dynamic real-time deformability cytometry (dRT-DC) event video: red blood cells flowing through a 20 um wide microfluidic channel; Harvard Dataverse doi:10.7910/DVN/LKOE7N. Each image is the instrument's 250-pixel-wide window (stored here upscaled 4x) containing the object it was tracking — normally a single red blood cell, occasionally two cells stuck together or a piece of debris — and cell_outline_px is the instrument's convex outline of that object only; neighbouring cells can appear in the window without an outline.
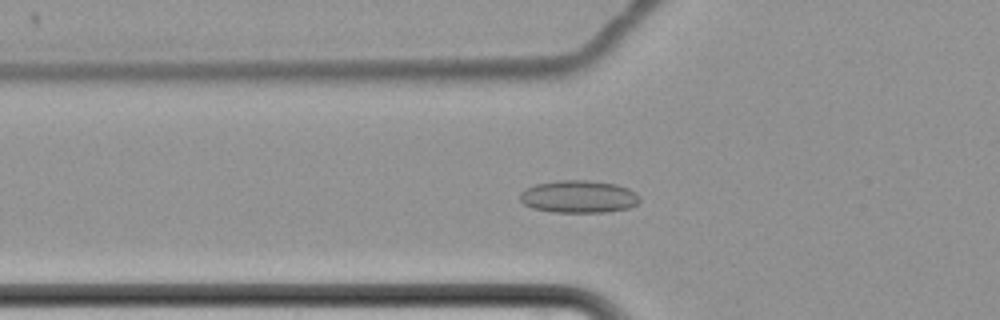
{"species": "common noctule bat (a hibernating species)", "species_latin": "Nyctalus noctula", "temperature_condition": "cold", "stored_images_in_passage": 65, "camera_frame_rate_fps": 3000, "um_per_image_px": 0.085, "animal": {"sex": "female", "body_mass_g": 22.7, "forearm_length_mm": 54.2}, "frame": {"image": 1, "passage_image": 27, "time_ms": 8.667, "image_size_px": [1000, 320], "cell_outline_px": [[640, 200], [636, 204], [628, 208], [604, 212], [552, 212], [532, 208], [524, 204], [520, 200], [520, 192], [536, 184], [560, 180], [588, 180], [616, 184], [628, 188], [636, 192], [640, 196]], "centroid_in_image_um": [49.2, 16.71], "position_along_channel_um": 76.6, "area_um2": 22.66}}
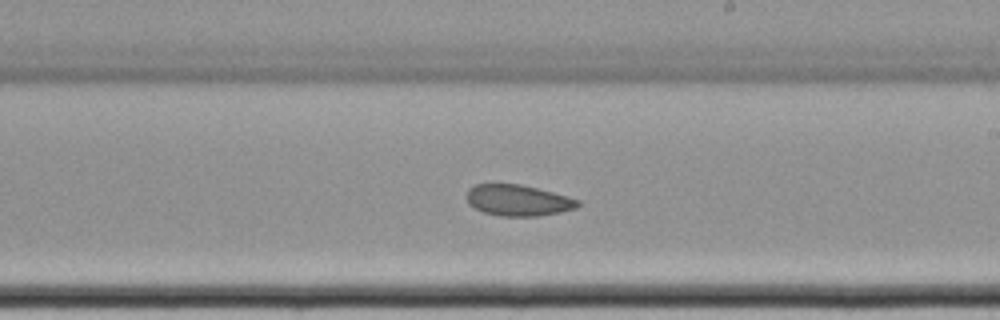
{"frame": {"image": 2, "passage_image": 42, "time_ms": 13.667, "image_size_px": [1000, 320], "cell_outline_px": [[580, 204], [576, 208], [560, 212], [536, 216], [500, 216], [484, 212], [468, 204], [468, 188], [476, 184], [520, 184], [568, 196], [580, 200]], "centroid_in_image_um": [44.05, 17.03], "position_along_channel_um": 245.0, "area_um2": 20.0}}
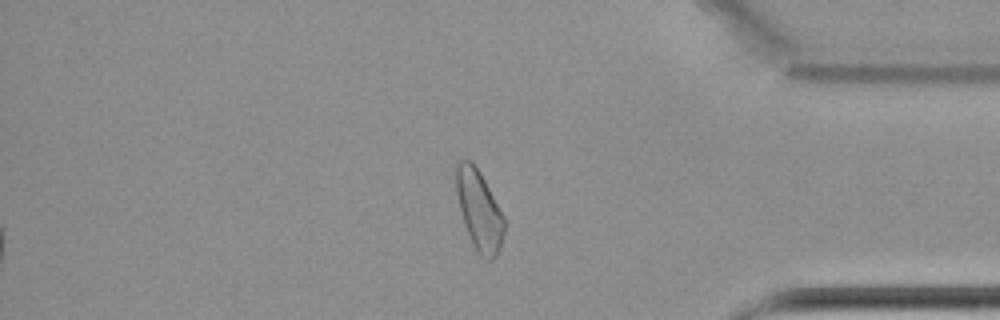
{"frame": {"image": 3, "passage_image": 57, "time_ms": 18.667, "image_size_px": [1000, 320], "cell_outline_px": [[504, 232], [500, 248], [496, 256], [492, 260], [488, 260], [480, 256], [472, 244], [460, 208], [456, 192], [456, 164], [460, 160], [472, 160], [480, 172], [504, 216]], "centroid_in_image_um": [40.74, 17.87], "position_along_channel_um": 394.5, "area_um2": 22.14}}